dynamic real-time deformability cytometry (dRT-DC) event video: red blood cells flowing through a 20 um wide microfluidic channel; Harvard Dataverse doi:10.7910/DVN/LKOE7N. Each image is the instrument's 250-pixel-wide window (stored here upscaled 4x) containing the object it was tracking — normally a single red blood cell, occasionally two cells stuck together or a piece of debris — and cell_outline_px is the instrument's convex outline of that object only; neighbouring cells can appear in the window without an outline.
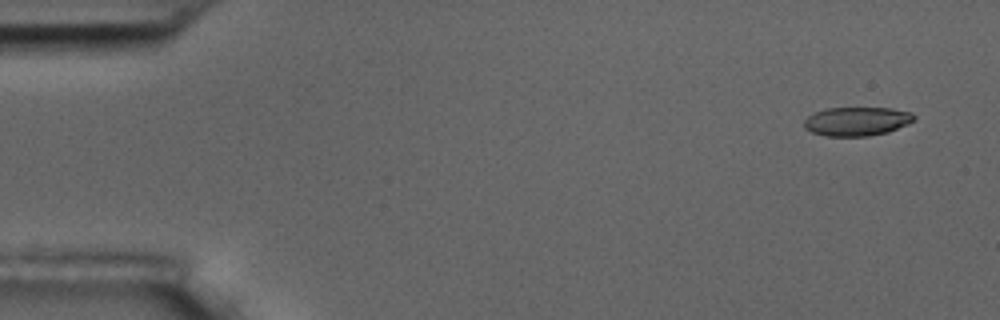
{"species": "common noctule bat (a hibernating species)", "species_latin": "Nyctalus noctula", "temperature_condition": "room temperature", "stored_images_in_passage": 6, "camera_frame_rate_fps": 3000, "um_per_image_px": 0.085, "animal": {"sex": "male", "body_mass_g": 17.5, "forearm_length_mm": 52.3}, "frame": {"image": 1, "passage_image": 1, "time_ms": 0.0, "image_size_px": [1000, 320], "cell_outline_px": [[916, 116], [908, 124], [888, 132], [868, 136], [824, 136], [812, 132], [804, 128], [804, 120], [808, 116], [824, 108], [892, 108], [912, 112]], "centroid_in_image_um": [72.83, 10.31], "position_along_channel_um": 12.2, "area_um2": 18.55}}
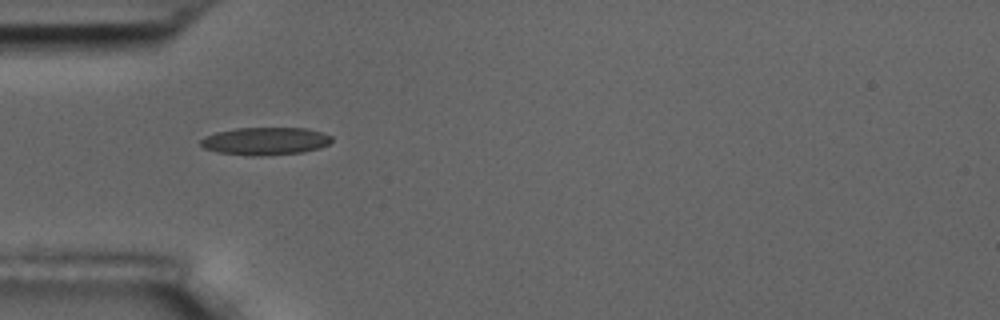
{"frame": {"image": 2, "passage_image": 5, "time_ms": 4.667, "image_size_px": [1000, 320], "cell_outline_px": [[332, 140], [328, 144], [320, 148], [304, 152], [256, 156], [252, 156], [216, 152], [204, 148], [200, 144], [200, 140], [204, 136], [216, 132], [236, 128], [308, 128], [332, 136]], "centroid_in_image_um": [22.53, 11.99], "position_along_channel_um": 62.5, "area_um2": 21.21}}